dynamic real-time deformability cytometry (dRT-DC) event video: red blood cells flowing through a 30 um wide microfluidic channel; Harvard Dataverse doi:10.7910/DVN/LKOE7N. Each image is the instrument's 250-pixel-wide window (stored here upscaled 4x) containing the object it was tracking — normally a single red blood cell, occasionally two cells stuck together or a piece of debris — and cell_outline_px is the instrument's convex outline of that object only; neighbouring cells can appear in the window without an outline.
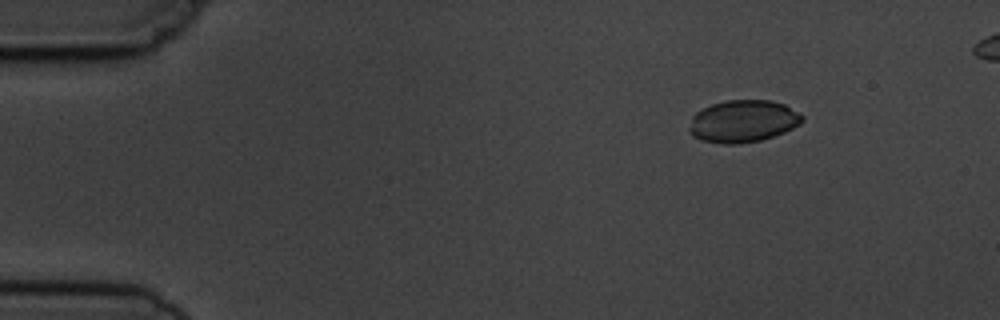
{"species": "common noctule bat (a hibernating species)", "species_latin": "Nyctalus noctula", "temperature_condition": "cold", "stored_images_in_passage": 9, "camera_frame_rate_fps": 3000, "um_per_image_px": 0.085, "animal": {"sex": "male", "body_mass_g": 19.5, "forearm_length_mm": 54.6}, "frame": {"image": 1, "passage_image": 1, "time_ms": 0.0, "image_size_px": [1000, 320], "cell_outline_px": [[804, 120], [800, 124], [784, 132], [760, 140], [740, 144], [720, 144], [700, 140], [692, 136], [692, 116], [696, 112], [712, 104], [728, 100], [768, 100], [784, 104], [804, 116]], "centroid_in_image_um": [63.18, 10.31], "position_along_channel_um": 21.8, "area_um2": 27.57}}
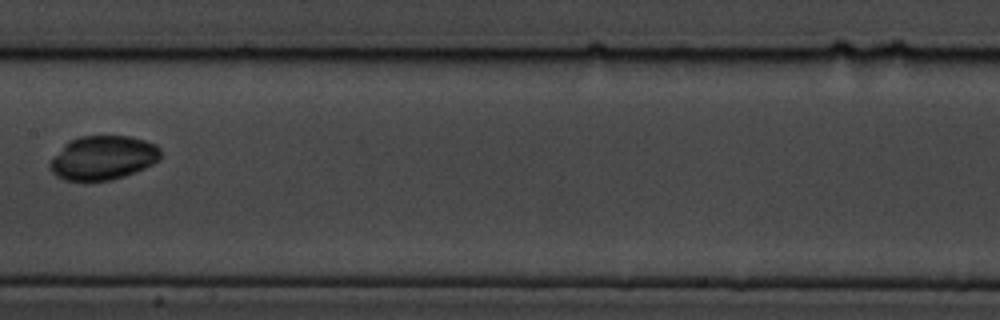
{"frame": {"image": 2, "passage_image": 7, "time_ms": 7.0, "image_size_px": [1000, 320], "cell_outline_px": [[160, 160], [144, 168], [124, 176], [108, 180], [64, 180], [56, 176], [48, 168], [48, 164], [64, 144], [68, 140], [80, 136], [128, 136], [144, 140], [156, 144], [160, 148]], "centroid_in_image_um": [8.74, 13.4], "position_along_channel_um": 198.7, "area_um2": 28.32}}
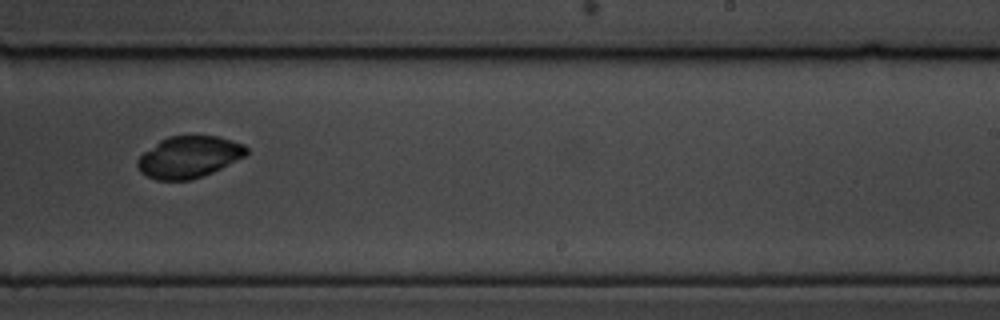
{"frame": {"image": 3, "passage_image": 9, "time_ms": 9.0, "image_size_px": [1000, 320], "cell_outline_px": [[248, 152], [244, 156], [212, 172], [192, 180], [156, 180], [140, 172], [136, 164], [136, 160], [144, 152], [160, 140], [168, 136], [220, 136], [244, 144], [248, 148]], "centroid_in_image_um": [16.05, 13.34], "position_along_channel_um": 273.0, "area_um2": 26.36}}